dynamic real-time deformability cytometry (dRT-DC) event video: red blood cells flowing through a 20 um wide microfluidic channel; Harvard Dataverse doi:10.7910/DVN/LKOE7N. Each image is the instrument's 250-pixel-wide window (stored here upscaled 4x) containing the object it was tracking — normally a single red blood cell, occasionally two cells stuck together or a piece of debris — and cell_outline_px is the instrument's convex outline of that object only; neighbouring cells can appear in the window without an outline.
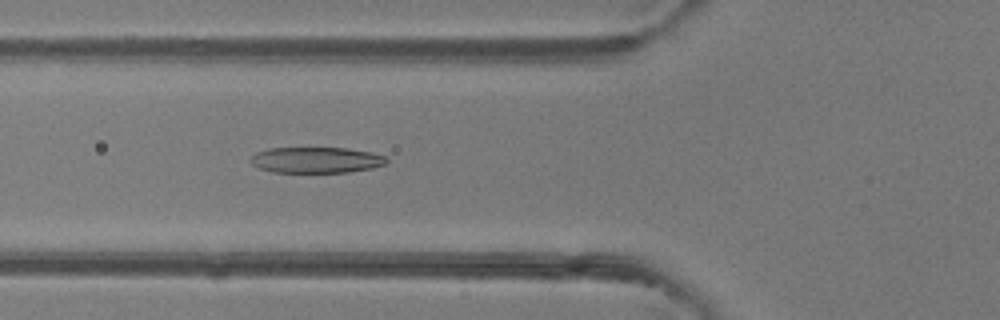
{"species": "common noctule bat (a hibernating species)", "species_latin": "Nyctalus noctula", "temperature_condition": "room temperature", "stored_images_in_passage": 49, "camera_frame_rate_fps": 3000, "um_per_image_px": 0.085, "animal": {"sex": "female"}, "frame": {"image": 1, "passage_image": 18, "time_ms": 5.667, "image_size_px": [1000, 320], "cell_outline_px": [[388, 164], [372, 168], [348, 172], [272, 172], [260, 168], [252, 164], [252, 156], [256, 152], [268, 148], [348, 148], [372, 152], [388, 156]], "centroid_in_image_um": [26.95, 13.59], "position_along_channel_um": 98.9, "area_um2": 20.63}}
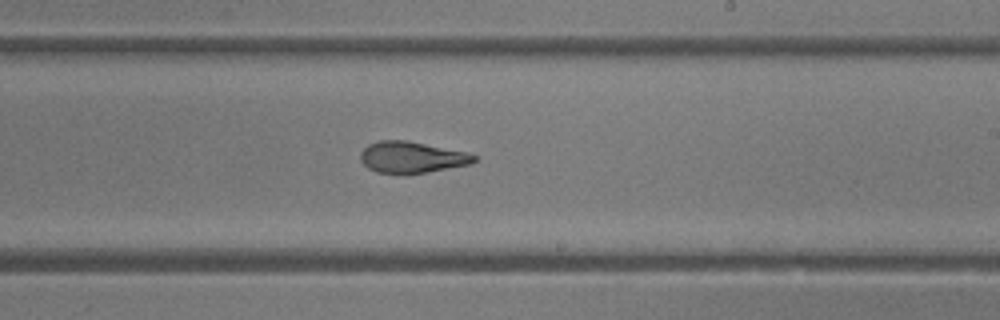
{"frame": {"image": 2, "passage_image": 29, "time_ms": 9.333, "image_size_px": [1000, 320], "cell_outline_px": [[476, 160], [472, 164], [428, 172], [404, 176], [400, 176], [376, 172], [368, 168], [360, 160], [360, 152], [368, 144], [380, 140], [408, 140], [468, 152], [476, 156]], "centroid_in_image_um": [34.99, 13.39], "position_along_channel_um": 254.0, "area_um2": 21.44}}
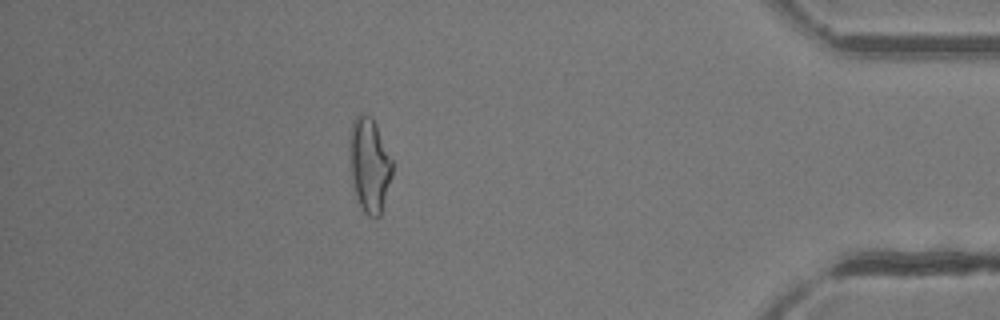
{"frame": {"image": 3, "passage_image": 43, "time_ms": 14.0, "image_size_px": [1000, 320], "cell_outline_px": [[392, 176], [380, 216], [368, 216], [364, 212], [356, 200], [352, 184], [348, 152], [348, 132], [352, 120], [360, 112], [372, 116], [392, 160]], "centroid_in_image_um": [31.35, 13.98], "position_along_channel_um": 403.9, "area_um2": 24.04}, "authors_computed_cell_mechanics": {"area_um2": 22.5998, "velocity_mm_per_s": 4.2137, "shape_relaxation_time_tau1_ms": 8.0866, "shape_relaxation_time_tau2_ms": 1.3486, "deformation_change_tau1": 0.262, "deformation_change_tau2": 0.0964}}